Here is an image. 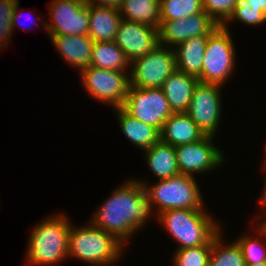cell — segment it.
Instances as JSON below:
<instances>
[{"label": "cell", "instance_id": "obj_1", "mask_svg": "<svg viewBox=\"0 0 266 266\" xmlns=\"http://www.w3.org/2000/svg\"><path fill=\"white\" fill-rule=\"evenodd\" d=\"M123 182L111 190L112 194L96 208L89 222L127 247L129 240L146 227L154 214L144 186L134 178Z\"/></svg>", "mask_w": 266, "mask_h": 266}, {"label": "cell", "instance_id": "obj_2", "mask_svg": "<svg viewBox=\"0 0 266 266\" xmlns=\"http://www.w3.org/2000/svg\"><path fill=\"white\" fill-rule=\"evenodd\" d=\"M48 217L30 232L24 263L27 266H55L68 259L72 221L60 212Z\"/></svg>", "mask_w": 266, "mask_h": 266}, {"label": "cell", "instance_id": "obj_3", "mask_svg": "<svg viewBox=\"0 0 266 266\" xmlns=\"http://www.w3.org/2000/svg\"><path fill=\"white\" fill-rule=\"evenodd\" d=\"M207 209H170L157 214V221L165 228L177 246L175 249L213 245L214 237L223 229L218 219Z\"/></svg>", "mask_w": 266, "mask_h": 266}, {"label": "cell", "instance_id": "obj_4", "mask_svg": "<svg viewBox=\"0 0 266 266\" xmlns=\"http://www.w3.org/2000/svg\"><path fill=\"white\" fill-rule=\"evenodd\" d=\"M68 243V259L73 257L86 265L113 266L125 254L119 240L89 221L79 227L71 224Z\"/></svg>", "mask_w": 266, "mask_h": 266}, {"label": "cell", "instance_id": "obj_5", "mask_svg": "<svg viewBox=\"0 0 266 266\" xmlns=\"http://www.w3.org/2000/svg\"><path fill=\"white\" fill-rule=\"evenodd\" d=\"M136 180L144 186L154 216L170 209H206L200 186L194 176L179 174L157 180L151 185L145 179Z\"/></svg>", "mask_w": 266, "mask_h": 266}, {"label": "cell", "instance_id": "obj_6", "mask_svg": "<svg viewBox=\"0 0 266 266\" xmlns=\"http://www.w3.org/2000/svg\"><path fill=\"white\" fill-rule=\"evenodd\" d=\"M230 30L218 26L209 36L204 51L200 82L225 85L236 68V51Z\"/></svg>", "mask_w": 266, "mask_h": 266}, {"label": "cell", "instance_id": "obj_7", "mask_svg": "<svg viewBox=\"0 0 266 266\" xmlns=\"http://www.w3.org/2000/svg\"><path fill=\"white\" fill-rule=\"evenodd\" d=\"M81 85L90 98L114 108H122L130 87L129 72L96 67L82 69Z\"/></svg>", "mask_w": 266, "mask_h": 266}, {"label": "cell", "instance_id": "obj_8", "mask_svg": "<svg viewBox=\"0 0 266 266\" xmlns=\"http://www.w3.org/2000/svg\"><path fill=\"white\" fill-rule=\"evenodd\" d=\"M176 70L174 48L158 45L153 51L130 63V86L162 88L164 81Z\"/></svg>", "mask_w": 266, "mask_h": 266}, {"label": "cell", "instance_id": "obj_9", "mask_svg": "<svg viewBox=\"0 0 266 266\" xmlns=\"http://www.w3.org/2000/svg\"><path fill=\"white\" fill-rule=\"evenodd\" d=\"M122 109L134 119L161 131L173 114L162 88L129 87Z\"/></svg>", "mask_w": 266, "mask_h": 266}, {"label": "cell", "instance_id": "obj_10", "mask_svg": "<svg viewBox=\"0 0 266 266\" xmlns=\"http://www.w3.org/2000/svg\"><path fill=\"white\" fill-rule=\"evenodd\" d=\"M216 136L205 135L202 139L175 146L180 174L194 176L210 173L226 162L224 152L214 144Z\"/></svg>", "mask_w": 266, "mask_h": 266}, {"label": "cell", "instance_id": "obj_11", "mask_svg": "<svg viewBox=\"0 0 266 266\" xmlns=\"http://www.w3.org/2000/svg\"><path fill=\"white\" fill-rule=\"evenodd\" d=\"M222 85L198 81L186 113L205 135L216 136L223 106ZM221 88V89H220Z\"/></svg>", "mask_w": 266, "mask_h": 266}, {"label": "cell", "instance_id": "obj_12", "mask_svg": "<svg viewBox=\"0 0 266 266\" xmlns=\"http://www.w3.org/2000/svg\"><path fill=\"white\" fill-rule=\"evenodd\" d=\"M48 6V34L88 35L89 4L85 0H51Z\"/></svg>", "mask_w": 266, "mask_h": 266}, {"label": "cell", "instance_id": "obj_13", "mask_svg": "<svg viewBox=\"0 0 266 266\" xmlns=\"http://www.w3.org/2000/svg\"><path fill=\"white\" fill-rule=\"evenodd\" d=\"M218 26L205 11L173 21H161L159 45L174 48L191 37L210 35Z\"/></svg>", "mask_w": 266, "mask_h": 266}, {"label": "cell", "instance_id": "obj_14", "mask_svg": "<svg viewBox=\"0 0 266 266\" xmlns=\"http://www.w3.org/2000/svg\"><path fill=\"white\" fill-rule=\"evenodd\" d=\"M114 42L131 63L159 45L158 29L122 19Z\"/></svg>", "mask_w": 266, "mask_h": 266}, {"label": "cell", "instance_id": "obj_15", "mask_svg": "<svg viewBox=\"0 0 266 266\" xmlns=\"http://www.w3.org/2000/svg\"><path fill=\"white\" fill-rule=\"evenodd\" d=\"M61 59L75 70L90 67L94 41L88 35L47 34Z\"/></svg>", "mask_w": 266, "mask_h": 266}, {"label": "cell", "instance_id": "obj_16", "mask_svg": "<svg viewBox=\"0 0 266 266\" xmlns=\"http://www.w3.org/2000/svg\"><path fill=\"white\" fill-rule=\"evenodd\" d=\"M204 136L187 113H173L160 131V141L174 147L196 142Z\"/></svg>", "mask_w": 266, "mask_h": 266}, {"label": "cell", "instance_id": "obj_17", "mask_svg": "<svg viewBox=\"0 0 266 266\" xmlns=\"http://www.w3.org/2000/svg\"><path fill=\"white\" fill-rule=\"evenodd\" d=\"M198 78L176 69L163 83L162 90L173 113H186Z\"/></svg>", "mask_w": 266, "mask_h": 266}, {"label": "cell", "instance_id": "obj_18", "mask_svg": "<svg viewBox=\"0 0 266 266\" xmlns=\"http://www.w3.org/2000/svg\"><path fill=\"white\" fill-rule=\"evenodd\" d=\"M121 20L118 9L89 4L88 36L94 42L114 41Z\"/></svg>", "mask_w": 266, "mask_h": 266}, {"label": "cell", "instance_id": "obj_19", "mask_svg": "<svg viewBox=\"0 0 266 266\" xmlns=\"http://www.w3.org/2000/svg\"><path fill=\"white\" fill-rule=\"evenodd\" d=\"M112 110L117 116L116 120L123 135L139 150L148 149L160 141V131L156 127L134 119L122 108H114Z\"/></svg>", "mask_w": 266, "mask_h": 266}, {"label": "cell", "instance_id": "obj_20", "mask_svg": "<svg viewBox=\"0 0 266 266\" xmlns=\"http://www.w3.org/2000/svg\"><path fill=\"white\" fill-rule=\"evenodd\" d=\"M208 36H194L174 47L176 69L196 78L200 76Z\"/></svg>", "mask_w": 266, "mask_h": 266}, {"label": "cell", "instance_id": "obj_21", "mask_svg": "<svg viewBox=\"0 0 266 266\" xmlns=\"http://www.w3.org/2000/svg\"><path fill=\"white\" fill-rule=\"evenodd\" d=\"M142 152L148 169L158 180L180 174L174 146L159 141Z\"/></svg>", "mask_w": 266, "mask_h": 266}, {"label": "cell", "instance_id": "obj_22", "mask_svg": "<svg viewBox=\"0 0 266 266\" xmlns=\"http://www.w3.org/2000/svg\"><path fill=\"white\" fill-rule=\"evenodd\" d=\"M118 10L123 20L160 27V0H122Z\"/></svg>", "mask_w": 266, "mask_h": 266}, {"label": "cell", "instance_id": "obj_23", "mask_svg": "<svg viewBox=\"0 0 266 266\" xmlns=\"http://www.w3.org/2000/svg\"><path fill=\"white\" fill-rule=\"evenodd\" d=\"M90 66L122 72L130 70V62L114 41L93 43Z\"/></svg>", "mask_w": 266, "mask_h": 266}, {"label": "cell", "instance_id": "obj_24", "mask_svg": "<svg viewBox=\"0 0 266 266\" xmlns=\"http://www.w3.org/2000/svg\"><path fill=\"white\" fill-rule=\"evenodd\" d=\"M256 225V226H255ZM254 229L255 236L248 233L236 237L235 241L239 245L245 265H254L266 261V228L257 222Z\"/></svg>", "mask_w": 266, "mask_h": 266}, {"label": "cell", "instance_id": "obj_25", "mask_svg": "<svg viewBox=\"0 0 266 266\" xmlns=\"http://www.w3.org/2000/svg\"><path fill=\"white\" fill-rule=\"evenodd\" d=\"M223 235L221 230L213 239L209 266H246L237 242L233 239V242L227 244Z\"/></svg>", "mask_w": 266, "mask_h": 266}, {"label": "cell", "instance_id": "obj_26", "mask_svg": "<svg viewBox=\"0 0 266 266\" xmlns=\"http://www.w3.org/2000/svg\"><path fill=\"white\" fill-rule=\"evenodd\" d=\"M161 21H173L204 12L202 0H160Z\"/></svg>", "mask_w": 266, "mask_h": 266}, {"label": "cell", "instance_id": "obj_27", "mask_svg": "<svg viewBox=\"0 0 266 266\" xmlns=\"http://www.w3.org/2000/svg\"><path fill=\"white\" fill-rule=\"evenodd\" d=\"M213 245L175 249L172 266H209Z\"/></svg>", "mask_w": 266, "mask_h": 266}, {"label": "cell", "instance_id": "obj_28", "mask_svg": "<svg viewBox=\"0 0 266 266\" xmlns=\"http://www.w3.org/2000/svg\"><path fill=\"white\" fill-rule=\"evenodd\" d=\"M235 20L246 26H260L261 24H266V13L262 12L259 7L254 6L235 7L231 16L222 26L225 29L230 30L228 25L232 22L234 23Z\"/></svg>", "mask_w": 266, "mask_h": 266}, {"label": "cell", "instance_id": "obj_29", "mask_svg": "<svg viewBox=\"0 0 266 266\" xmlns=\"http://www.w3.org/2000/svg\"><path fill=\"white\" fill-rule=\"evenodd\" d=\"M19 0H0V49L11 43L13 28L12 17Z\"/></svg>", "mask_w": 266, "mask_h": 266}, {"label": "cell", "instance_id": "obj_30", "mask_svg": "<svg viewBox=\"0 0 266 266\" xmlns=\"http://www.w3.org/2000/svg\"><path fill=\"white\" fill-rule=\"evenodd\" d=\"M204 11L222 26L231 16L237 0H202Z\"/></svg>", "mask_w": 266, "mask_h": 266}, {"label": "cell", "instance_id": "obj_31", "mask_svg": "<svg viewBox=\"0 0 266 266\" xmlns=\"http://www.w3.org/2000/svg\"><path fill=\"white\" fill-rule=\"evenodd\" d=\"M19 1H18V3H17V5L15 6V9H14V12H13V17H12V28H13V32L18 28V27H22L23 26V23H22V25L20 24V22H21V17H23V16H20V15H23L21 12L22 11H20V9H19ZM31 17H33V16H31ZM20 18V19H19ZM35 20V19H34ZM32 20L33 21V23L36 25V26H40V25H44L43 27V29H45L44 31H46V23H45V21L43 22V20L41 21V20ZM38 21H41V24H39L40 22H38ZM25 22V21H24ZM33 24V25H34ZM17 27V28H16ZM30 27H31V25H30ZM30 27H27V26H23L22 27V29L24 28V29H29ZM32 28V27H31Z\"/></svg>", "mask_w": 266, "mask_h": 266}, {"label": "cell", "instance_id": "obj_32", "mask_svg": "<svg viewBox=\"0 0 266 266\" xmlns=\"http://www.w3.org/2000/svg\"><path fill=\"white\" fill-rule=\"evenodd\" d=\"M254 6L266 13V0H237L235 7Z\"/></svg>", "mask_w": 266, "mask_h": 266}, {"label": "cell", "instance_id": "obj_33", "mask_svg": "<svg viewBox=\"0 0 266 266\" xmlns=\"http://www.w3.org/2000/svg\"><path fill=\"white\" fill-rule=\"evenodd\" d=\"M88 4L119 9L122 0H85Z\"/></svg>", "mask_w": 266, "mask_h": 266}, {"label": "cell", "instance_id": "obj_34", "mask_svg": "<svg viewBox=\"0 0 266 266\" xmlns=\"http://www.w3.org/2000/svg\"><path fill=\"white\" fill-rule=\"evenodd\" d=\"M261 194L262 195H260V199L258 200V203L260 204V206H262L261 209H263L262 212L260 213L262 216H257L255 214V218H254L253 222L259 221L260 224L266 225V193H261ZM256 216L258 219L256 218ZM260 219H262V220H260Z\"/></svg>", "mask_w": 266, "mask_h": 266}, {"label": "cell", "instance_id": "obj_35", "mask_svg": "<svg viewBox=\"0 0 266 266\" xmlns=\"http://www.w3.org/2000/svg\"><path fill=\"white\" fill-rule=\"evenodd\" d=\"M262 167H264V168H265V171H266V165H264V166H262ZM264 181H265V182L263 183V184H264V186H263L264 188H262V189H263L262 193H266V174H265Z\"/></svg>", "mask_w": 266, "mask_h": 266}, {"label": "cell", "instance_id": "obj_36", "mask_svg": "<svg viewBox=\"0 0 266 266\" xmlns=\"http://www.w3.org/2000/svg\"><path fill=\"white\" fill-rule=\"evenodd\" d=\"M246 266H266V261L258 263V264H254V265H246Z\"/></svg>", "mask_w": 266, "mask_h": 266}, {"label": "cell", "instance_id": "obj_37", "mask_svg": "<svg viewBox=\"0 0 266 266\" xmlns=\"http://www.w3.org/2000/svg\"><path fill=\"white\" fill-rule=\"evenodd\" d=\"M265 156L264 158V162L262 163V165H266V143H265V153H263Z\"/></svg>", "mask_w": 266, "mask_h": 266}]
</instances>
